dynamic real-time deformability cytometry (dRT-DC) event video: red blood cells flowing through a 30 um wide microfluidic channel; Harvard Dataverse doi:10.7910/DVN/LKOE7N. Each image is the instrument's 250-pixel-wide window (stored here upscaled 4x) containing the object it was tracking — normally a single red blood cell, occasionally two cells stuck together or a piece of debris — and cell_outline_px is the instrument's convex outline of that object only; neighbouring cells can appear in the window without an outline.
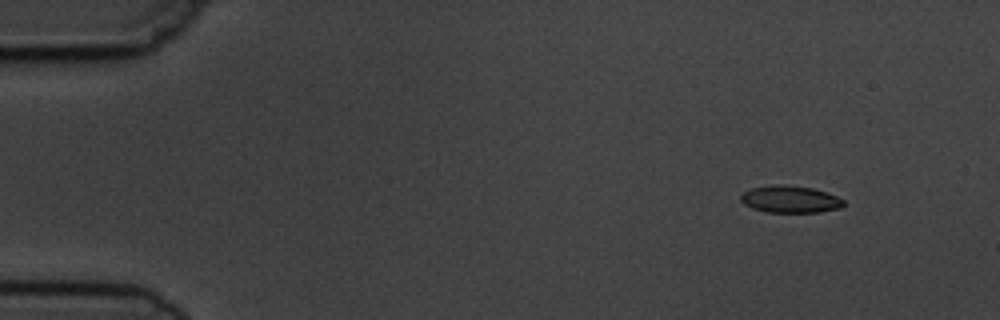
{"species": "common noctule bat (a hibernating species)", "species_latin": "Nyctalus noctula", "temperature_condition": "cold", "stored_images_in_passage": 6, "camera_frame_rate_fps": 3000, "um_per_image_px": 0.085, "animal": {"sex": "male", "body_mass_g": 19.5, "forearm_length_mm": 54.6}, "frame": {"image": 1, "passage_image": 2, "time_ms": 1.333, "image_size_px": [1000, 320], "cell_outline_px": [[844, 204], [840, 208], [820, 212], [768, 212], [752, 208], [744, 204], [740, 200], [740, 196], [744, 192], [752, 188], [776, 184], [784, 184], [812, 188], [828, 192], [844, 200]], "centroid_in_image_um": [67.17, 16.93], "position_along_channel_um": 17.8, "area_um2": 16.24}}
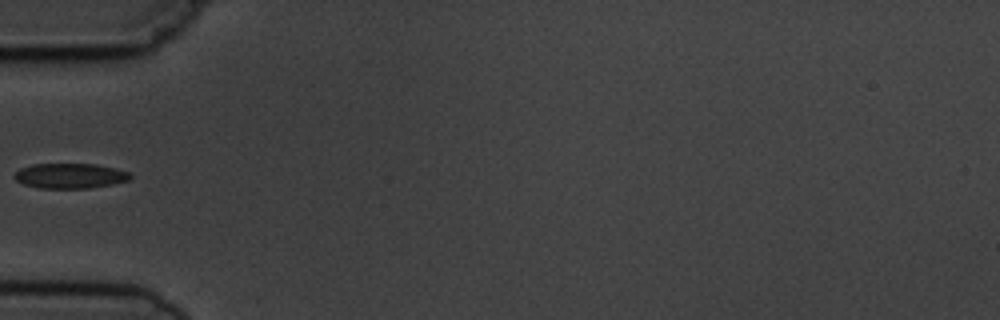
{"frame": {"image": 2, "passage_image": 5, "time_ms": 5.667, "image_size_px": [1000, 320], "cell_outline_px": [[132, 176], [128, 180], [112, 184], [88, 188], [40, 188], [24, 184], [16, 180], [12, 176], [20, 168], [32, 164], [96, 164], [116, 168], [128, 172]], "centroid_in_image_um": [5.94, 14.94], "position_along_channel_um": 79.1, "area_um2": 16.88}}
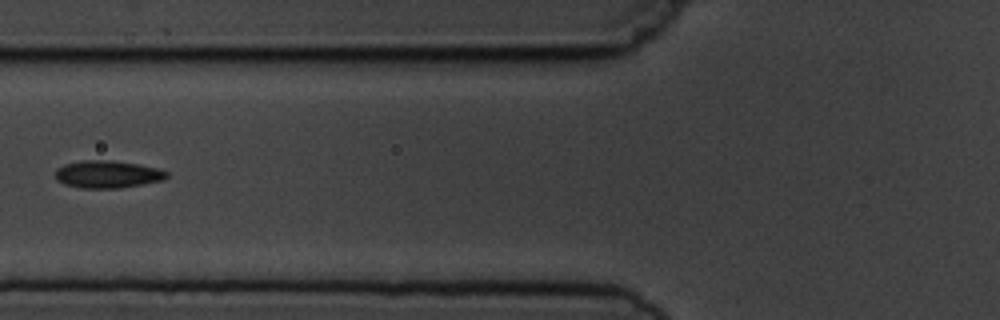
{"frame": {"image": 3, "passage_image": 6, "time_ms": 6.667, "image_size_px": [1000, 320], "cell_outline_px": [[168, 176], [164, 180], [120, 188], [80, 188], [64, 184], [56, 180], [56, 168], [64, 164], [84, 160], [112, 160], [136, 164], [156, 168], [168, 172]], "centroid_in_image_um": [9.12, 14.82], "position_along_channel_um": 116.7, "area_um2": 17.8}}